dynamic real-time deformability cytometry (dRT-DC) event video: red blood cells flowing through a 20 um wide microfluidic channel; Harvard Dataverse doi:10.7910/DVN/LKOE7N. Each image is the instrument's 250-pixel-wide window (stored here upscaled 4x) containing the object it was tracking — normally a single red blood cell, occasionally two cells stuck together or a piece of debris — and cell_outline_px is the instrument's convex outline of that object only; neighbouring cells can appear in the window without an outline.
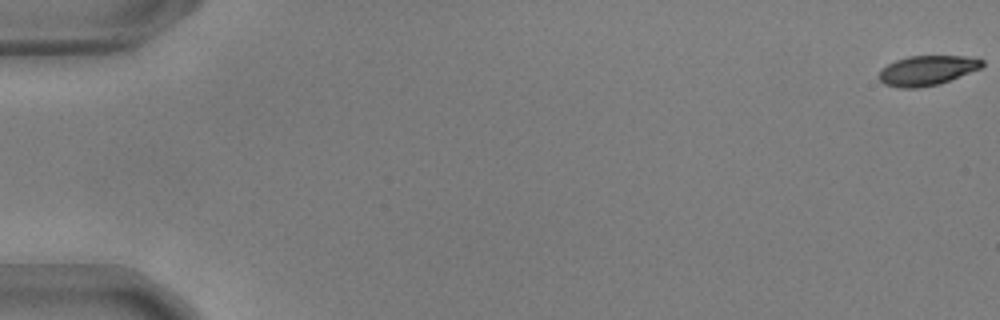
{"species": "common noctule bat (a hibernating species)", "species_latin": "Nyctalus noctula", "temperature_condition": "warm", "stored_images_in_passage": 58, "camera_frame_rate_fps": 3000, "um_per_image_px": 0.085, "animal": {"sex": "male", "body_mass_g": 17.9, "forearm_length_mm": 54.2}, "frame": {"image": 1, "passage_image": 1, "time_ms": 0.0, "image_size_px": [1000, 320], "cell_outline_px": [[984, 64], [980, 68], [940, 84], [916, 88], [900, 88], [884, 84], [880, 80], [880, 72], [888, 64], [896, 60], [908, 56], [964, 56], [984, 60]], "centroid_in_image_um": [78.81, 5.99], "position_along_channel_um": 6.2, "area_um2": 17.69}}
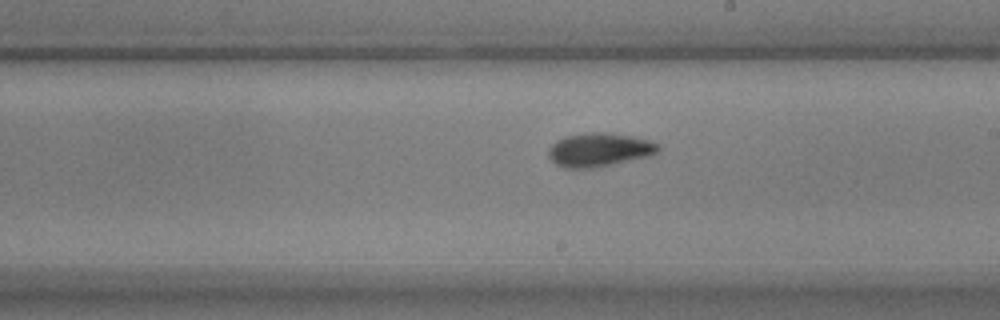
{"frame": {"image": 2, "passage_image": 34, "time_ms": 11.0, "image_size_px": [1000, 320], "cell_outline_px": [[660, 148], [652, 156], [592, 168], [564, 168], [556, 164], [548, 156], [548, 148], [556, 140], [564, 136], [588, 132], [604, 132], [636, 136], [660, 144]], "centroid_in_image_um": [50.94, 12.72], "position_along_channel_um": 238.1, "area_um2": 21.79}}
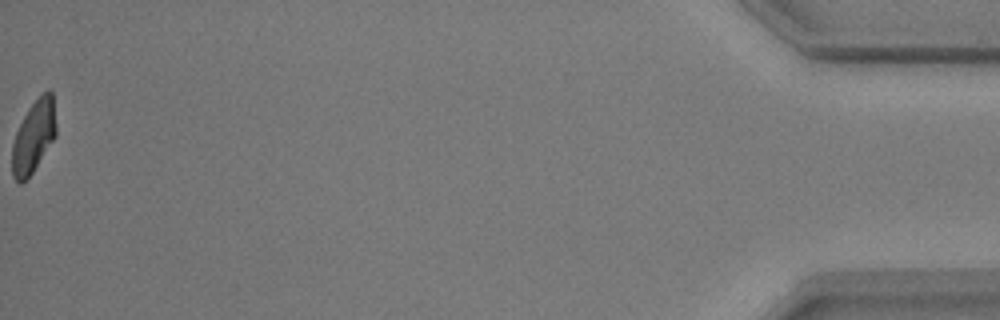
{"frame": {"image": 3, "passage_image": 58, "time_ms": 19.0, "image_size_px": [1000, 320], "cell_outline_px": [[56, 136], [32, 172], [20, 184], [12, 176], [12, 144], [16, 132], [28, 108], [48, 88], [52, 92], [56, 124]], "centroid_in_image_um": [2.86, 11.59], "position_along_channel_um": 432.3, "area_um2": 18.26}, "authors_computed_cell_mechanics": {"area_um2": 19.8254, "velocity_mm_per_s": 3.594, "shape_relaxation_time_tau1_ms": 3.7694, "shape_relaxation_time_tau2_ms": 2.7676, "deformation_change_tau1": 0.1402, "deformation_change_tau2": 0.0677}}